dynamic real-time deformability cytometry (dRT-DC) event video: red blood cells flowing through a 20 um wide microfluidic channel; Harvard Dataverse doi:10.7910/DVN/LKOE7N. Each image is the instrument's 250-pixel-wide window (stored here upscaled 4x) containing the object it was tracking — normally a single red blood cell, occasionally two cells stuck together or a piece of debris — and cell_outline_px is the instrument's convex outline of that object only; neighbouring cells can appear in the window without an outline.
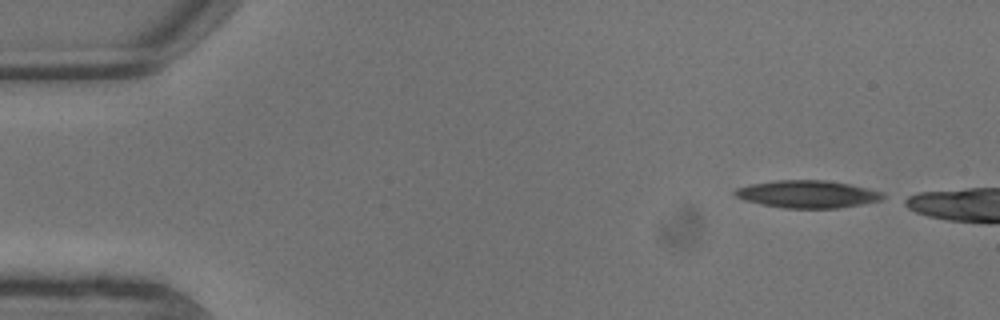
{"species": "common noctule bat (a hibernating species)", "species_latin": "Nyctalus noctula", "temperature_condition": "warm", "stored_images_in_passage": 3, "camera_frame_rate_fps": 3000, "um_per_image_px": 0.085, "animal": {"sex": "male", "body_mass_g": 13.3}, "frame": {"image": 1, "passage_image": 1, "time_ms": 0.0, "image_size_px": [1000, 320], "cell_outline_px": [[884, 196], [880, 200], [840, 208], [784, 208], [760, 204], [744, 200], [736, 196], [732, 192], [736, 188], [748, 184], [776, 180], [828, 180], [848, 184], [880, 192]], "centroid_in_image_um": [68.54, 16.5], "position_along_channel_um": 16.5, "area_um2": 23.52}}